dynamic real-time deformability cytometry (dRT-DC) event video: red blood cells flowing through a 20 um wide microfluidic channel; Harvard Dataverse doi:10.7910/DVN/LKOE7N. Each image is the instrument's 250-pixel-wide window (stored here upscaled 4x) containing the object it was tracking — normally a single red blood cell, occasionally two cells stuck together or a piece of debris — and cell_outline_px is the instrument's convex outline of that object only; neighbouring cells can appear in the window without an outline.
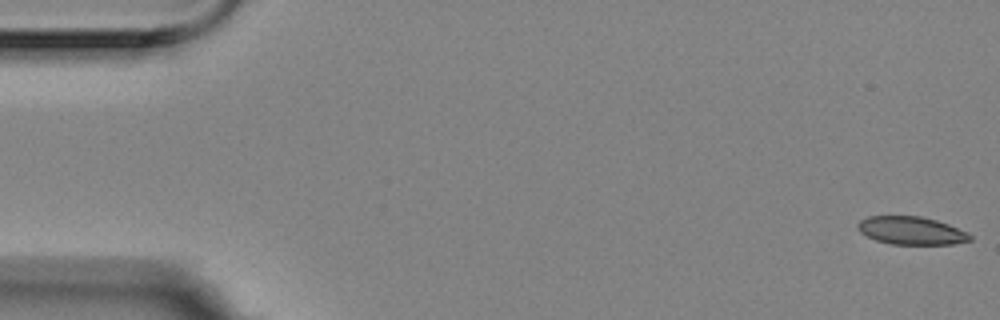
{"species": "Egyptian fruit bat (a non-hibernating species)", "species_latin": "Rousettus aegyptiacus", "temperature_condition": "room temperature", "stored_images_in_passage": 7, "camera_frame_rate_fps": 3000, "um_per_image_px": 0.085, "animal": {"sex": "female"}, "frame": {"image": 1, "passage_image": 1, "time_ms": 0.0, "image_size_px": [1000, 320], "cell_outline_px": [[972, 240], [952, 244], [892, 244], [876, 240], [860, 232], [856, 224], [860, 220], [868, 216], [920, 216], [936, 220], [948, 224], [968, 232], [972, 236]], "centroid_in_image_um": [77.47, 19.6], "position_along_channel_um": 7.5, "area_um2": 18.26}}
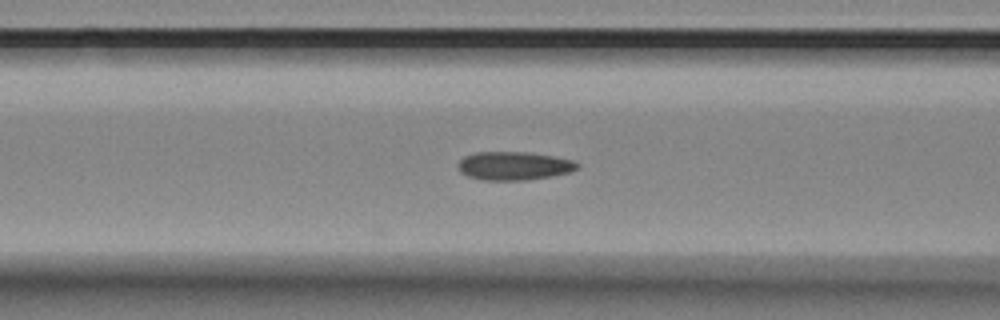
{"frame": {"image": 2, "passage_image": 7, "time_ms": 2.0, "image_size_px": [1000, 320], "cell_outline_px": [[580, 168], [568, 172], [552, 176], [528, 180], [480, 180], [468, 176], [460, 172], [456, 164], [464, 156], [476, 152], [528, 152], [556, 156], [572, 160], [580, 164]], "centroid_in_image_um": [43.68, 14.09], "position_along_channel_um": 122.9, "area_um2": 20.0}}